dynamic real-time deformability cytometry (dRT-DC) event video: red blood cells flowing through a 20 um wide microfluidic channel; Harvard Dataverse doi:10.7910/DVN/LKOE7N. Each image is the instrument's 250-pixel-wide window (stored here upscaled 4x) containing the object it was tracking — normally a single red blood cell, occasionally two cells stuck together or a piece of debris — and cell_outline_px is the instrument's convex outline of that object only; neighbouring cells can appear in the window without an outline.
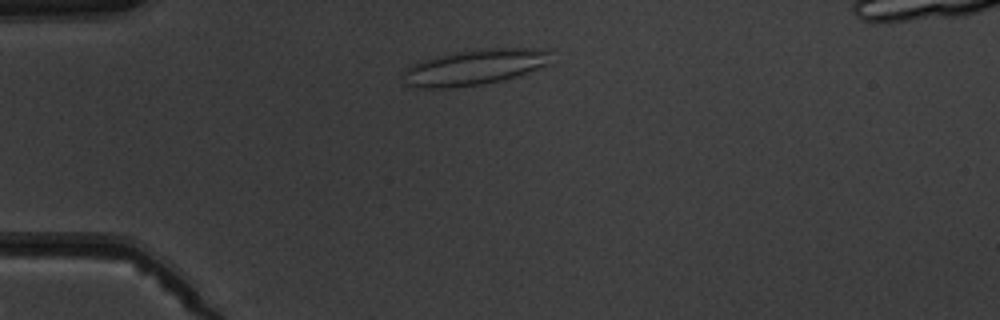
{"species": "common noctule bat (a hibernating species)", "species_latin": "Nyctalus noctula", "temperature_condition": "warm", "stored_images_in_passage": 3, "camera_frame_rate_fps": 3000, "um_per_image_px": 0.085, "animal": {"sex": "male", "body_mass_g": 19.5, "forearm_length_mm": 54.6}, "frame": {"image": 1, "passage_image": 1, "time_ms": 0.0, "image_size_px": [1000, 320], "cell_outline_px": [[552, 52], [548, 64], [528, 72], [516, 76], [484, 84], [452, 88], [420, 88], [404, 84], [404, 72], [412, 64], [424, 60], [452, 52], [480, 48], [548, 48]], "centroid_in_image_um": [40.37, 5.7], "position_along_channel_um": 44.6, "area_um2": 30.81}}